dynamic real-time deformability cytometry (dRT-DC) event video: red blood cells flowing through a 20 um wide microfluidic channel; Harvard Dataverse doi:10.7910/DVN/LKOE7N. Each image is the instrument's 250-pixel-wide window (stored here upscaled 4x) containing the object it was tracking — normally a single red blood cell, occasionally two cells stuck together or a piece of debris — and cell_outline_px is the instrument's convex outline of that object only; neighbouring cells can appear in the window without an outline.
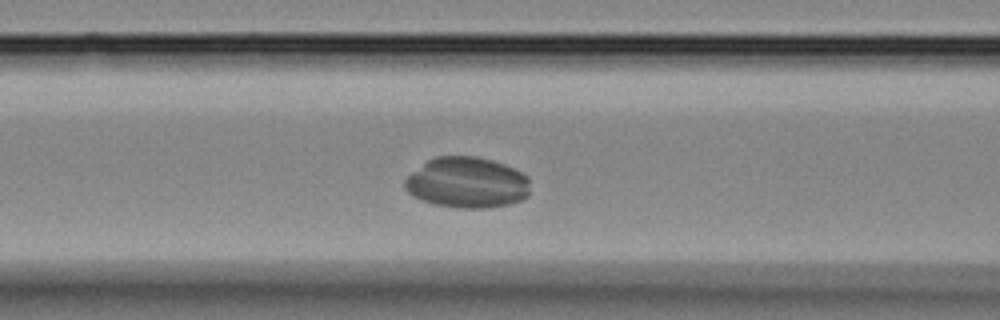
{"species": "Egyptian fruit bat (a non-hibernating species)", "species_latin": "Rousettus aegyptiacus", "temperature_condition": "room temperature", "stored_images_in_passage": 35, "camera_frame_rate_fps": 3000, "um_per_image_px": 0.085, "animal": {"sex": "female"}, "frame": {"image": 1, "passage_image": 11, "time_ms": 3.333, "image_size_px": [1000, 320], "cell_outline_px": [[528, 196], [520, 200], [508, 204], [484, 208], [460, 208], [436, 204], [412, 196], [404, 188], [404, 180], [408, 176], [428, 160], [436, 156], [476, 156], [492, 160], [504, 164], [528, 176]], "centroid_in_image_um": [39.69, 15.52], "position_along_channel_um": 126.9, "area_um2": 36.82}}
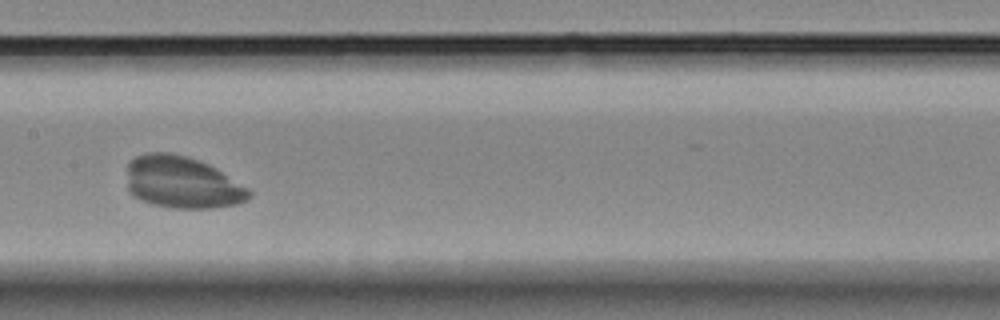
{"frame": {"image": 2, "passage_image": 15, "time_ms": 4.667, "image_size_px": [1000, 320], "cell_outline_px": [[252, 196], [248, 200], [236, 204], [212, 208], [172, 208], [152, 204], [140, 200], [132, 196], [128, 192], [128, 164], [136, 156], [144, 152], [168, 152], [188, 156], [200, 160], [216, 168], [248, 188], [252, 192]], "centroid_in_image_um": [15.48, 15.5], "position_along_channel_um": 191.9, "area_um2": 37.34}}
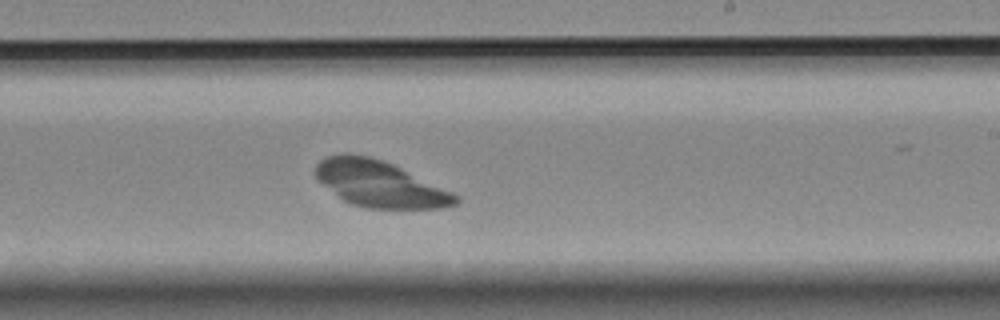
{"frame": {"image": 3, "passage_image": 19, "time_ms": 6.0, "image_size_px": [1000, 320], "cell_outline_px": [[460, 200], [456, 204], [440, 208], [368, 208], [352, 204], [344, 200], [324, 184], [316, 176], [316, 164], [320, 160], [328, 156], [368, 156], [392, 164], [452, 192], [460, 196]], "centroid_in_image_um": [32.33, 15.67], "position_along_channel_um": 256.7, "area_um2": 36.47}}